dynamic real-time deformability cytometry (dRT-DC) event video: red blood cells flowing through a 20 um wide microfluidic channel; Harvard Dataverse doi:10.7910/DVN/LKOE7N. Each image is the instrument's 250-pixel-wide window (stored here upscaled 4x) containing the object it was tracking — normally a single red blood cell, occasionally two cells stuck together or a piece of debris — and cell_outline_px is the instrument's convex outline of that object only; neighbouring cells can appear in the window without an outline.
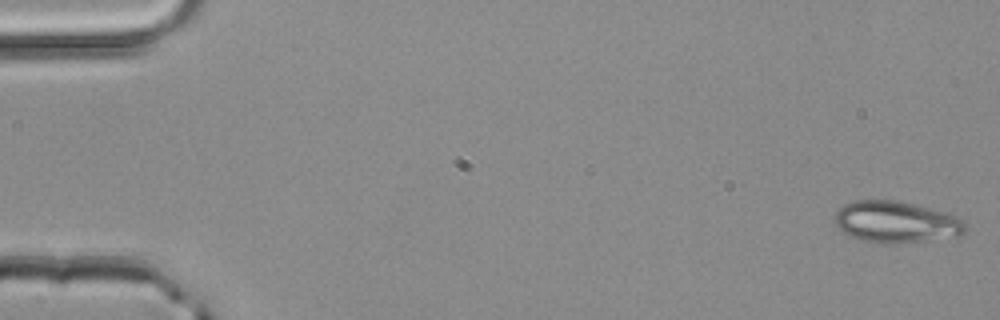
{"species": "common noctule bat (a hibernating species)", "species_latin": "Nyctalus noctula", "temperature_condition": "room temperature", "stored_images_in_passage": 50, "camera_frame_rate_fps": 3000, "um_per_image_px": 0.085, "animal": {"sex": "male", "body_mass_g": 20.4}, "frame": {"image": 1, "passage_image": 1, "time_ms": 0.0, "image_size_px": [1000, 320], "cell_outline_px": [[968, 228], [960, 236], [888, 244], [872, 244], [860, 240], [844, 232], [836, 224], [836, 212], [844, 204], [856, 200], [896, 200], [948, 212], [960, 220]], "centroid_in_image_um": [76.16, 18.87], "position_along_channel_um": 8.8, "area_um2": 31.5}}
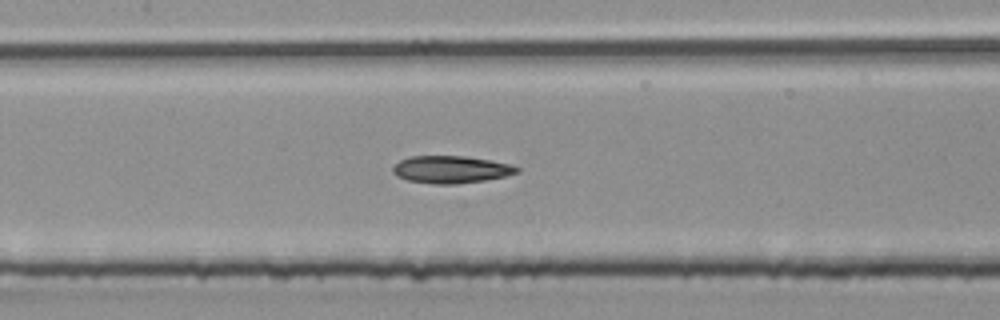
{"frame": {"image": 2, "passage_image": 24, "time_ms": 7.667, "image_size_px": [1000, 320], "cell_outline_px": [[520, 172], [504, 176], [484, 180], [456, 184], [432, 184], [408, 180], [396, 176], [392, 172], [392, 168], [400, 160], [412, 156], [464, 156], [488, 160], [508, 164], [520, 168]], "centroid_in_image_um": [38.3, 14.41], "position_along_channel_um": 169.1, "area_um2": 19.59}}
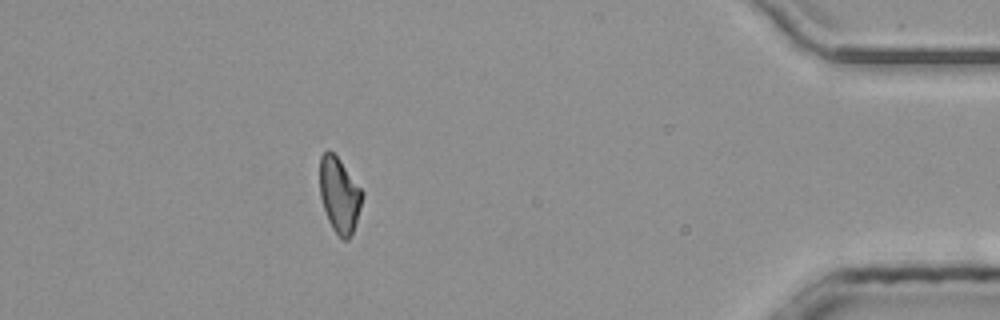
{"frame": {"image": 3, "passage_image": 45, "time_ms": 14.667, "image_size_px": [1000, 320], "cell_outline_px": [[364, 196], [352, 232], [348, 240], [340, 240], [332, 228], [328, 220], [320, 196], [320, 156], [328, 148], [340, 160], [364, 192]], "centroid_in_image_um": [28.84, 16.58], "position_along_channel_um": 406.4, "area_um2": 18.61}, "authors_computed_cell_mechanics": {"area_um2": 19.5653, "velocity_mm_per_s": 4.1471, "shape_relaxation_time_tau1_ms": null, "shape_relaxation_time_tau2_ms": 4.0424, "deformation_change_tau1": null, "deformation_change_tau2": 0.1096}}